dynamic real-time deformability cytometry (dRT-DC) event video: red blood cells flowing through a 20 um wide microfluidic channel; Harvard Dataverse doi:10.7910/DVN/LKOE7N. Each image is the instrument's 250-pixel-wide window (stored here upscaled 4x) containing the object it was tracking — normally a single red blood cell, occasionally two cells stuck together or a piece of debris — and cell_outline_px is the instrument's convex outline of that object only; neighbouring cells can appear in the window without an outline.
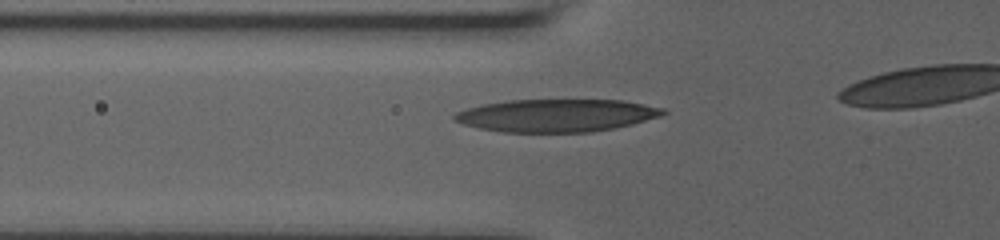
{"species": "human", "species_latin": "Homo sapiens", "temperature_condition": "room temperature", "stored_images_in_passage": 44, "camera_frame_rate_fps": 3000, "um_per_image_px": 0.085, "donor": {"sex": "male"}, "frame": {"image": 1, "passage_image": 15, "time_ms": 4.667, "image_size_px": [1000, 240], "cell_outline_px": [[668, 112], [660, 116], [632, 124], [592, 132], [504, 132], [480, 128], [464, 124], [456, 120], [452, 116], [456, 112], [468, 108], [484, 104], [508, 100], [624, 100], [664, 108]], "centroid_in_image_um": [47.33, 9.81], "position_along_channel_um": 78.5, "area_um2": 39.54}}
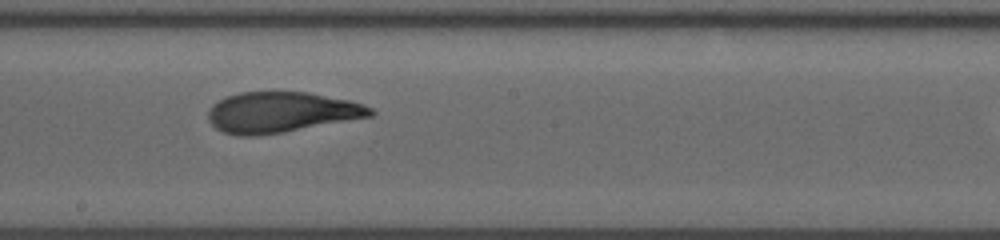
{"frame": {"image": 2, "passage_image": 27, "time_ms": 8.667, "image_size_px": [1000, 240], "cell_outline_px": [[376, 112], [372, 116], [284, 132], [256, 136], [240, 136], [224, 132], [216, 128], [208, 120], [208, 112], [212, 104], [224, 96], [240, 92], [308, 92], [348, 100], [364, 104], [372, 108]], "centroid_in_image_um": [23.89, 9.54], "position_along_channel_um": 224.3, "area_um2": 38.44}}
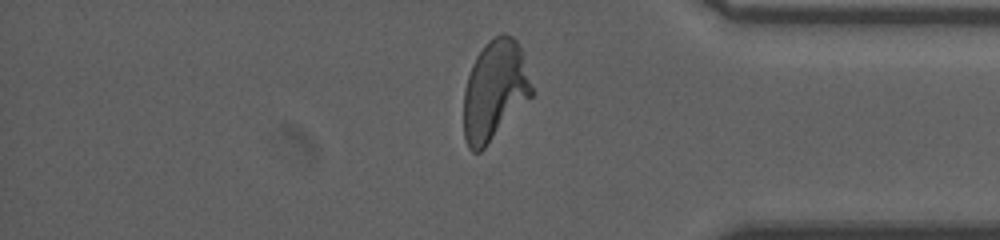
{"frame": {"image": 3, "passage_image": 42, "time_ms": 13.667, "image_size_px": [1000, 240], "cell_outline_px": [[532, 96], [484, 148], [480, 152], [472, 152], [468, 148], [464, 140], [464, 92], [468, 76], [472, 64], [476, 56], [484, 44], [488, 40], [500, 32], [504, 32], [512, 36], [516, 40], [524, 52], [532, 88]], "centroid_in_image_um": [42.05, 7.65], "position_along_channel_um": 393.2, "area_um2": 39.82}}